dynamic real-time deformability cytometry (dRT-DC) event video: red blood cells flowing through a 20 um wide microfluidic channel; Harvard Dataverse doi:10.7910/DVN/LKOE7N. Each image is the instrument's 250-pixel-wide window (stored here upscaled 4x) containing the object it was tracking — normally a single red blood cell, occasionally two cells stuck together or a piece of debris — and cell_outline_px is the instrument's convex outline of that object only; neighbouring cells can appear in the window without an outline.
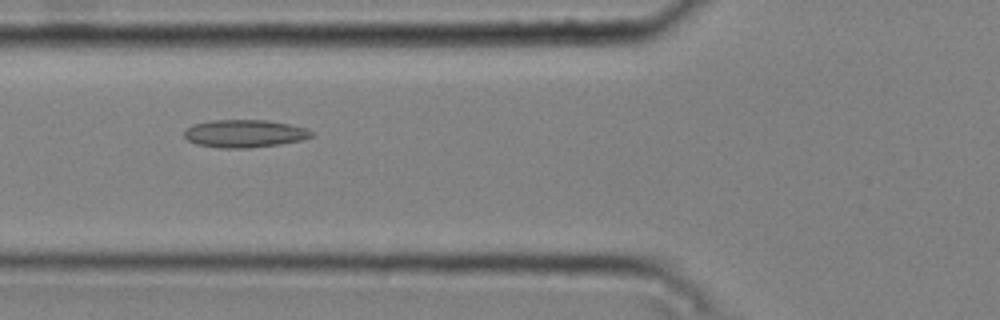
{"species": "common noctule bat (a hibernating species)", "species_latin": "Nyctalus noctula", "temperature_condition": "cold", "stored_images_in_passage": 41, "camera_frame_rate_fps": 3000, "um_per_image_px": 0.085, "animal": {"sex": "male", "body_mass_g": 20.4}, "frame": {"image": 1, "passage_image": 14, "time_ms": 4.333, "image_size_px": [1000, 320], "cell_outline_px": [[316, 136], [304, 140], [280, 144], [248, 148], [220, 148], [196, 144], [188, 140], [184, 136], [184, 132], [192, 124], [212, 120], [268, 120], [288, 124], [304, 128], [312, 132]], "centroid_in_image_um": [20.8, 11.36], "position_along_channel_um": 105.0, "area_um2": 20.63}}
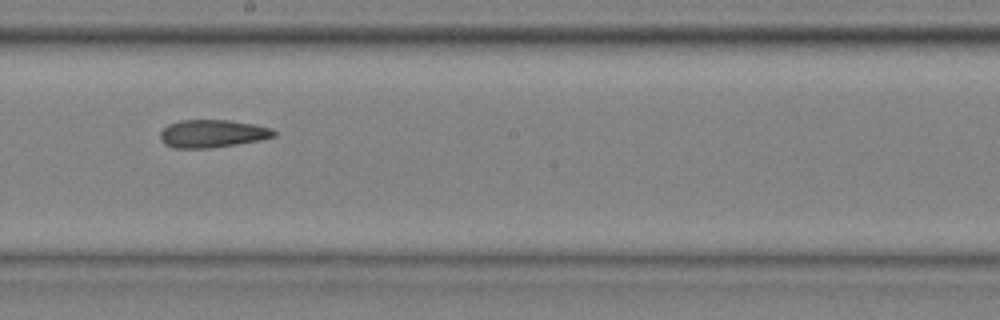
{"frame": {"image": 2, "passage_image": 24, "time_ms": 7.667, "image_size_px": [1000, 320], "cell_outline_px": [[276, 136], [260, 140], [212, 148], [172, 148], [164, 144], [160, 140], [160, 132], [168, 124], [180, 120], [228, 120], [256, 124], [272, 128], [276, 132]], "centroid_in_image_um": [18.05, 11.36], "position_along_channel_um": 230.2, "area_um2": 18.61}}
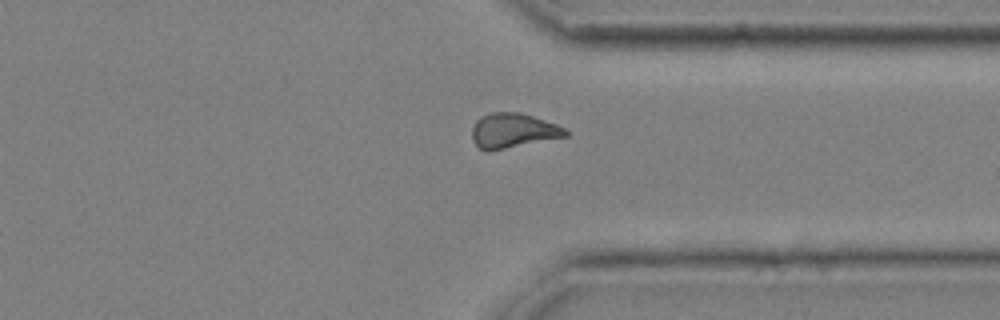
{"frame": {"image": 3, "passage_image": 35, "time_ms": 11.333, "image_size_px": [1000, 320], "cell_outline_px": [[568, 136], [488, 152], [480, 148], [472, 140], [472, 128], [476, 120], [480, 116], [492, 112], [520, 112], [556, 124], [564, 128], [568, 132]], "centroid_in_image_um": [43.58, 11.11], "position_along_channel_um": 367.8, "area_um2": 18.96}, "authors_computed_cell_mechanics": {"area_um2": 19.074, "velocity_mm_per_s": 3.7544, "shape_relaxation_time_tau1_ms": null, "shape_relaxation_time_tau2_ms": 3.9037, "deformation_change_tau1": null, "deformation_change_tau2": 0.1043}}